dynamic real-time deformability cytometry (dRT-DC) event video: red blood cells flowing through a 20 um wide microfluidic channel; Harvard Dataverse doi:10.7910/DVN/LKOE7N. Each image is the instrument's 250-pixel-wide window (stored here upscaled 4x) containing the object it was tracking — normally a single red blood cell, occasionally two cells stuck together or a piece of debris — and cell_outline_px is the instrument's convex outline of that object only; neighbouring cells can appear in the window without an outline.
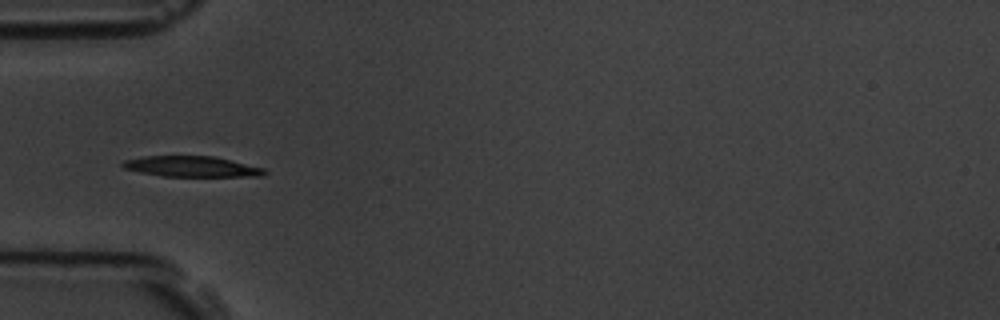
{"species": "common noctule bat (a hibernating species)", "species_latin": "Nyctalus noctula", "temperature_condition": "room temperature", "stored_images_in_passage": 8, "camera_frame_rate_fps": 3000, "um_per_image_px": 0.085, "animal": {"sex": "male", "body_mass_g": 19.5, "forearm_length_mm": 54.6}, "frame": {"image": 1, "passage_image": 5, "time_ms": 4.667, "image_size_px": [1000, 320], "cell_outline_px": [[268, 172], [264, 176], [160, 176], [140, 172], [124, 168], [120, 164], [124, 160], [144, 156], [212, 156], [264, 168]], "centroid_in_image_um": [16.27, 14.16], "position_along_channel_um": 68.7, "area_um2": 16.94}}
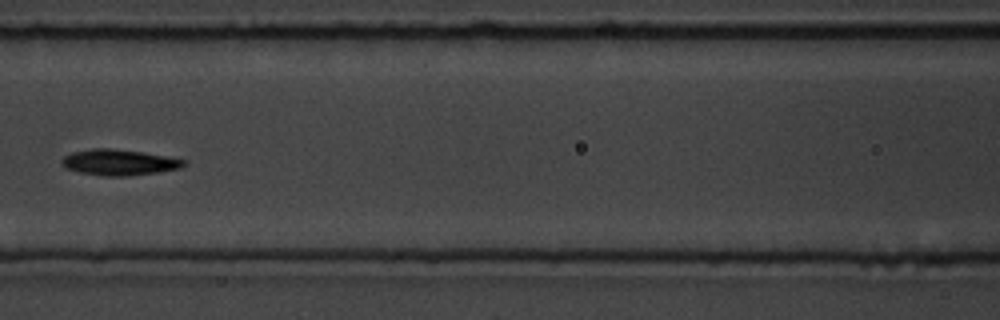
{"frame": {"image": 2, "passage_image": 7, "time_ms": 7.0, "image_size_px": [1000, 320], "cell_outline_px": [[188, 160], [180, 168], [160, 172], [124, 176], [104, 176], [80, 172], [68, 168], [60, 160], [64, 156], [72, 152], [92, 148], [112, 148], [140, 152]], "centroid_in_image_um": [10.12, 13.79], "position_along_channel_um": 156.5, "area_um2": 18.15}}
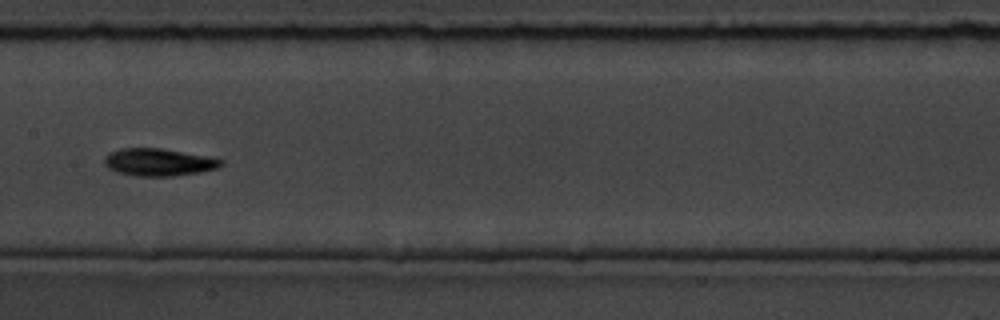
{"frame": {"image": 3, "passage_image": 8, "time_ms": 8.0, "image_size_px": [1000, 320], "cell_outline_px": [[224, 164], [216, 168], [200, 172], [172, 176], [136, 176], [116, 172], [108, 168], [104, 164], [104, 156], [120, 148], [160, 148], [204, 156], [224, 160]], "centroid_in_image_um": [13.45, 13.79], "position_along_channel_um": 194.0, "area_um2": 18.5}}